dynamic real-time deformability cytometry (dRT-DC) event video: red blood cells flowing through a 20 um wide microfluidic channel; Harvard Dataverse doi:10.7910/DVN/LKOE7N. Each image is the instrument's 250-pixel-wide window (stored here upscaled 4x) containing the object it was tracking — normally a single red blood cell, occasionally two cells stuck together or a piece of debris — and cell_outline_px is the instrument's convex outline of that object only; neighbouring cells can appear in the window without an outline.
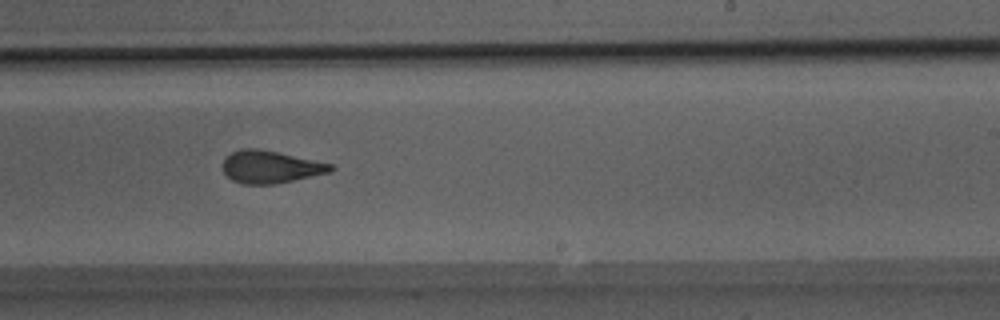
{"species": "Egyptian fruit bat (a non-hibernating species)", "species_latin": "Rousettus aegyptiacus", "temperature_condition": "room temperature", "stored_images_in_passage": 50, "camera_frame_rate_fps": 3000, "um_per_image_px": 0.085, "animal": {"sex": "male"}, "frame": {"image": 1, "passage_image": 31, "time_ms": 10.0, "image_size_px": [1000, 320], "cell_outline_px": [[336, 168], [332, 172], [276, 184], [244, 184], [232, 180], [224, 172], [220, 164], [224, 156], [232, 152], [244, 148], [256, 148], [276, 152], [332, 164]], "centroid_in_image_um": [22.96, 14.19], "position_along_channel_um": 266.0, "area_um2": 20.52}}
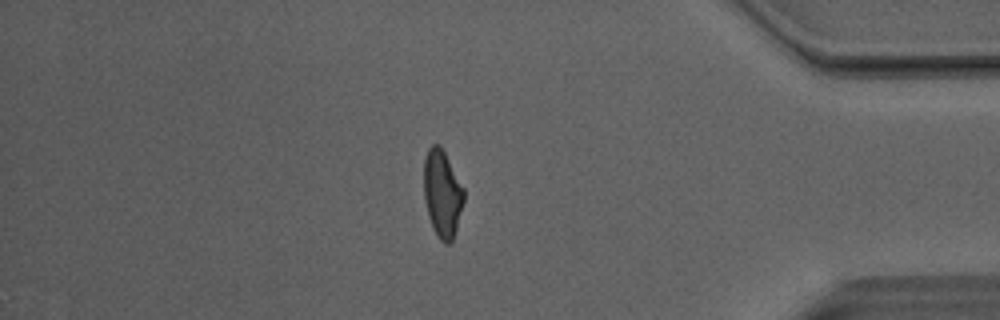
{"frame": {"image": 2, "passage_image": 43, "time_ms": 14.0, "image_size_px": [1000, 320], "cell_outline_px": [[464, 200], [456, 228], [452, 240], [448, 244], [444, 244], [436, 236], [432, 228], [428, 216], [424, 200], [424, 156], [428, 148], [432, 144], [440, 144], [464, 188]], "centroid_in_image_um": [37.57, 16.45], "position_along_channel_um": 397.6, "area_um2": 20.46}}
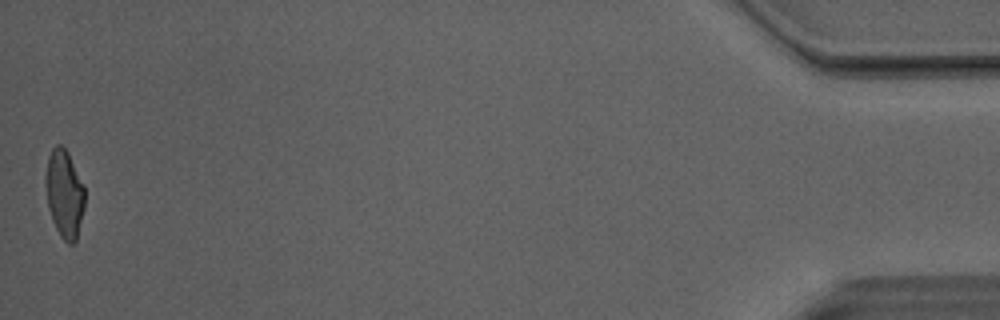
{"frame": {"image": 3, "passage_image": 50, "time_ms": 16.333, "image_size_px": [1000, 320], "cell_outline_px": [[84, 208], [76, 240], [72, 244], [68, 244], [60, 236], [52, 220], [48, 208], [48, 156], [52, 148], [56, 144], [60, 144], [68, 152], [84, 184]], "centroid_in_image_um": [5.52, 16.49], "position_along_channel_um": 429.7, "area_um2": 19.48}, "authors_computed_cell_mechanics": {"area_um2": 21.1548, "velocity_mm_per_s": 4.1002, "shape_relaxation_time_tau1_ms": 6.7461, "shape_relaxation_time_tau2_ms": 1.5733, "deformation_change_tau1": 0.213, "deformation_change_tau2": 0.0852}}